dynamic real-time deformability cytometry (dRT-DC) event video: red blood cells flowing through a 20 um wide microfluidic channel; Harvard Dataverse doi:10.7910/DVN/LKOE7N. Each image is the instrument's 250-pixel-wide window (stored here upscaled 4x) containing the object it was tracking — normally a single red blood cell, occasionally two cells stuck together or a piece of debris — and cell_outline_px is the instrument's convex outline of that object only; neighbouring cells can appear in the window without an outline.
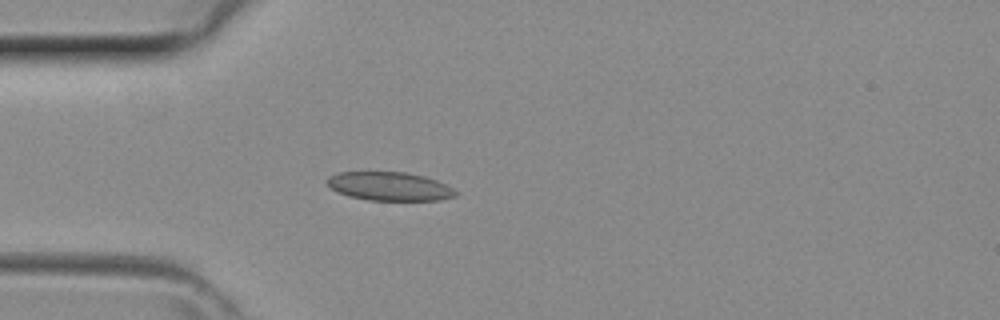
{"species": "common noctule bat (a hibernating species)", "species_latin": "Nyctalus noctula", "temperature_condition": "room temperature", "stored_images_in_passage": 31, "camera_frame_rate_fps": 3000, "um_per_image_px": 0.085, "animal": {"sex": "female", "body_mass_g": 29.2, "forearm_length_mm": 56.3}, "frame": {"image": 1, "passage_image": 1, "time_ms": 0.0, "image_size_px": [1000, 320], "cell_outline_px": [[460, 192], [456, 196], [440, 200], [368, 200], [348, 196], [336, 192], [328, 184], [328, 176], [336, 172], [408, 172], [424, 176], [436, 180]], "centroid_in_image_um": [33.11, 15.84], "position_along_channel_um": 51.9, "area_um2": 21.5}}
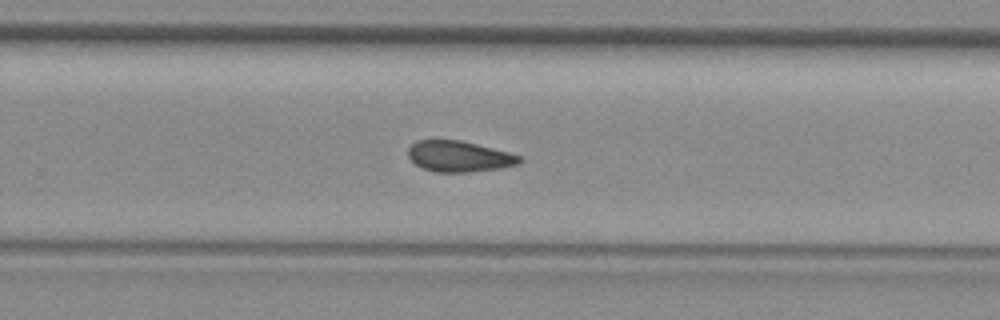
{"frame": {"image": 2, "passage_image": 16, "time_ms": 5.0, "image_size_px": [1000, 320], "cell_outline_px": [[524, 160], [520, 164], [500, 168], [468, 172], [436, 172], [424, 168], [416, 164], [408, 156], [408, 148], [416, 140], [460, 140], [508, 152], [520, 156]], "centroid_in_image_um": [39.04, 13.29], "position_along_channel_um": 290.8, "area_um2": 19.94}}
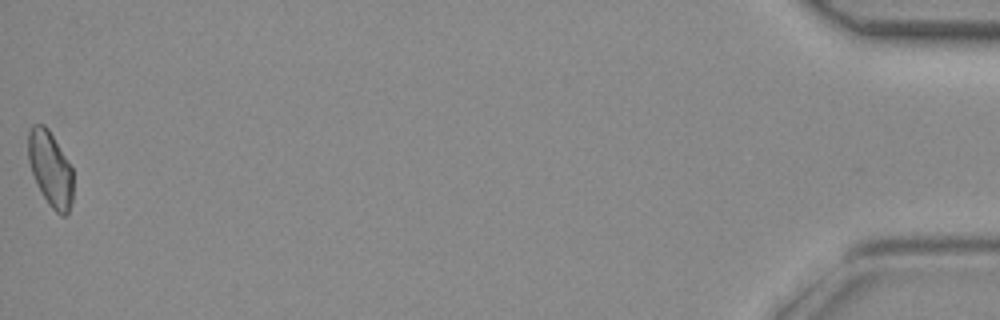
{"frame": {"image": 3, "passage_image": 31, "time_ms": 10.0, "image_size_px": [1000, 320], "cell_outline_px": [[72, 200], [68, 212], [64, 216], [60, 216], [48, 204], [32, 172], [28, 160], [28, 128], [32, 124], [44, 124], [48, 128], [72, 168]], "centroid_in_image_um": [4.27, 14.32], "position_along_channel_um": 430.9, "area_um2": 19.42}}